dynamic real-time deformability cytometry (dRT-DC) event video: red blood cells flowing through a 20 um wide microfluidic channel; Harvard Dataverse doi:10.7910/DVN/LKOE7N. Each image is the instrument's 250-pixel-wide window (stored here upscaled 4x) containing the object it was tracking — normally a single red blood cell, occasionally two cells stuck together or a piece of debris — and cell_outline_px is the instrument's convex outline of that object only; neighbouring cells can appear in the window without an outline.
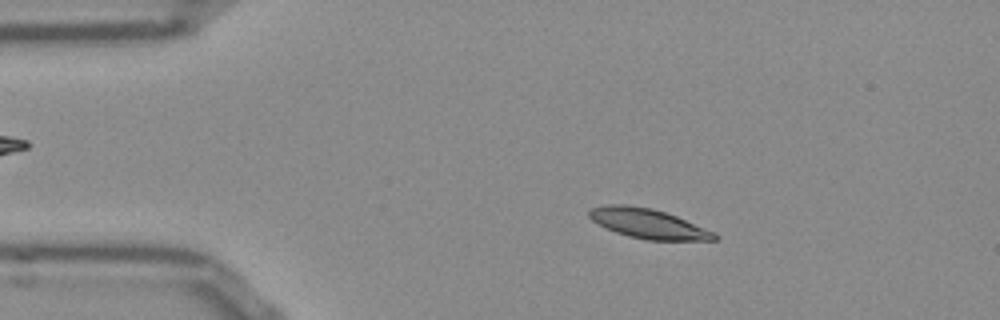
{"species": "Egyptian fruit bat (a non-hibernating species)", "species_latin": "Rousettus aegyptiacus", "temperature_condition": "room temperature", "stored_images_in_passage": 52, "camera_frame_rate_fps": 3000, "um_per_image_px": 0.085, "frame": {"image": 1, "passage_image": 9, "time_ms": 2.667, "image_size_px": [1000, 320], "cell_outline_px": [[720, 236], [716, 240], [648, 240], [628, 236], [616, 232], [592, 220], [588, 216], [588, 212], [592, 208], [608, 204], [628, 204], [652, 208], [676, 216], [716, 232]], "centroid_in_image_um": [55.13, 19.0], "position_along_channel_um": 29.9, "area_um2": 21.62}}
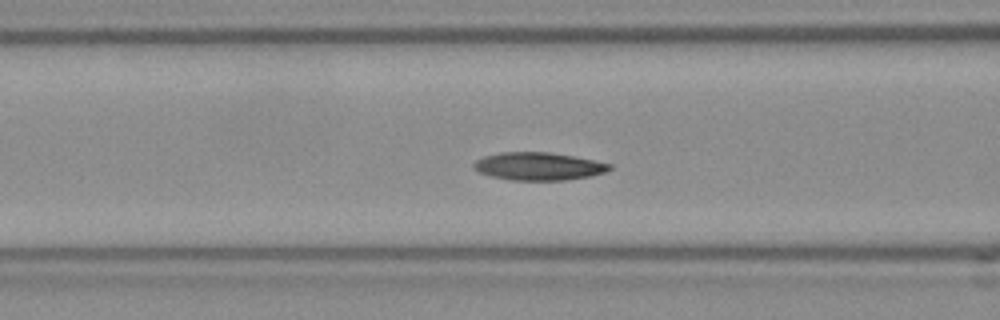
{"frame": {"image": 2, "passage_image": 20, "time_ms": 6.333, "image_size_px": [1000, 320], "cell_outline_px": [[612, 168], [604, 172], [588, 176], [564, 180], [512, 180], [492, 176], [480, 172], [472, 168], [472, 164], [476, 160], [484, 156], [500, 152], [548, 152], [572, 156], [612, 164]], "centroid_in_image_um": [45.73, 14.13], "position_along_channel_um": 120.9, "area_um2": 21.79}}
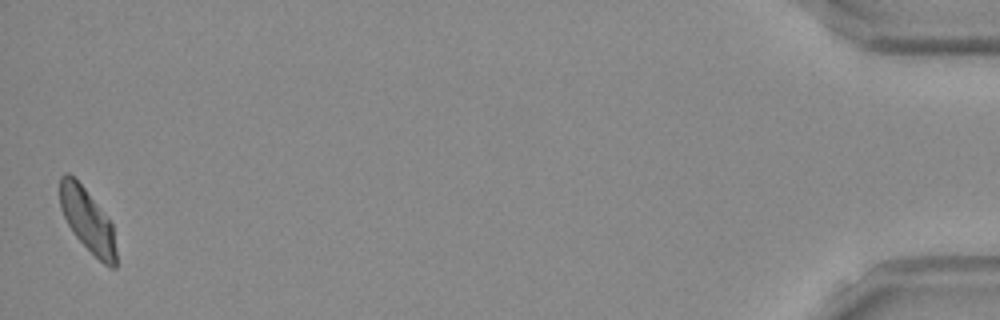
{"frame": {"image": 3, "passage_image": 52, "time_ms": 17.0, "image_size_px": [1000, 320], "cell_outline_px": [[116, 268], [112, 268], [104, 264], [72, 232], [60, 208], [60, 176], [64, 172], [68, 172], [84, 188], [112, 224], [116, 252]], "centroid_in_image_um": [7.42, 18.71], "position_along_channel_um": 427.8, "area_um2": 20.17}, "authors_computed_cell_mechanics": {"area_um2": 21.6172, "velocity_mm_per_s": 3.7919, "shape_relaxation_time_tau1_ms": 5.2167, "shape_relaxation_time_tau2_ms": 7.3733, "deformation_change_tau1": 0.1219, "deformation_change_tau2": 0.1188}}